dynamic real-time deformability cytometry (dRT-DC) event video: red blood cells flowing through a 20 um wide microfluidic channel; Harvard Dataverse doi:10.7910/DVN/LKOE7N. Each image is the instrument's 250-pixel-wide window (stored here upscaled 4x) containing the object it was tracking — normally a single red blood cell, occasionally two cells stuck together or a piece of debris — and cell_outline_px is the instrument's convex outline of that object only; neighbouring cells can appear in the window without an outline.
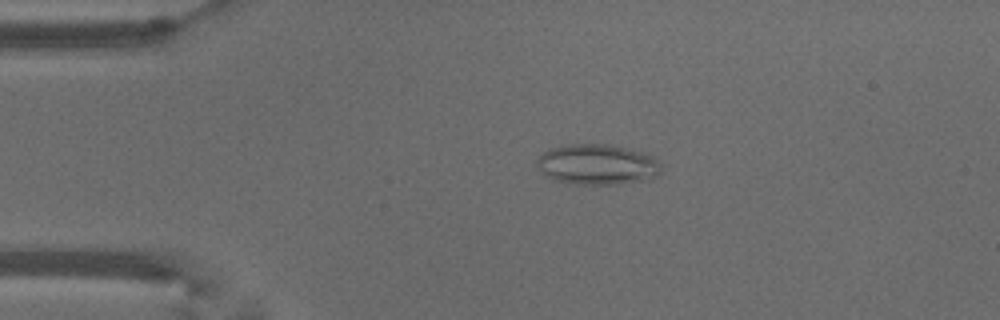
{"species": "common noctule bat (a hibernating species)", "species_latin": "Nyctalus noctula", "temperature_condition": "warm", "stored_images_in_passage": 53, "camera_frame_rate_fps": 3000, "um_per_image_px": 0.085, "animal": {"sex": "male", "body_mass_g": 18.8}, "frame": {"image": 1, "passage_image": 11, "time_ms": 3.333, "image_size_px": [1000, 320], "cell_outline_px": [[660, 172], [656, 176], [648, 180], [620, 184], [572, 184], [552, 180], [544, 176], [536, 168], [536, 160], [544, 152], [552, 148], [572, 144], [608, 144], [628, 148], [644, 152], [652, 156], [660, 164]], "centroid_in_image_um": [50.74, 13.99], "position_along_channel_um": 34.3, "area_um2": 29.65}}
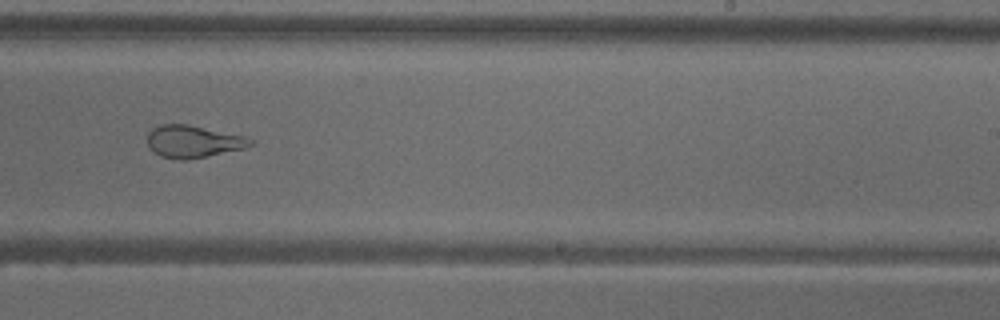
{"frame": {"image": 2, "passage_image": 33, "time_ms": 10.667, "image_size_px": [1000, 320], "cell_outline_px": [[256, 144], [244, 148], [188, 160], [176, 160], [160, 156], [152, 152], [148, 144], [148, 132], [152, 128], [160, 124], [188, 124], [248, 136]], "centroid_in_image_um": [16.43, 12.03], "position_along_channel_um": 272.6, "area_um2": 19.71}}
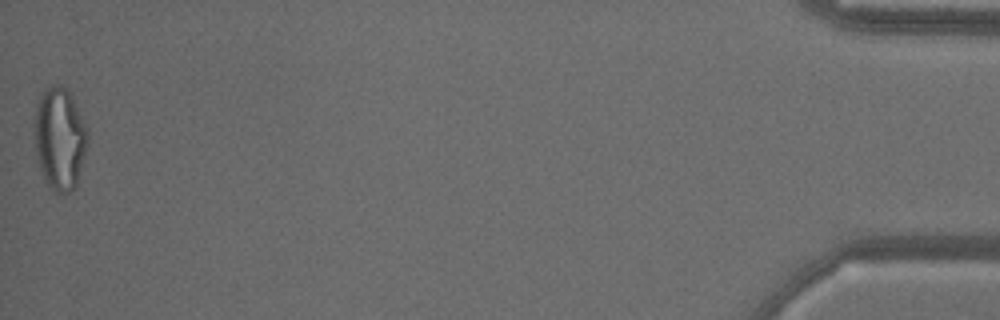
{"frame": {"image": 3, "passage_image": 53, "time_ms": 17.333, "image_size_px": [1000, 320], "cell_outline_px": [[88, 144], [76, 188], [68, 192], [52, 192], [44, 180], [36, 156], [32, 132], [32, 124], [36, 104], [40, 92], [44, 88], [52, 84], [60, 84], [68, 88], [88, 128]], "centroid_in_image_um": [5.04, 11.74], "position_along_channel_um": 430.2, "area_um2": 33.06}, "authors_computed_cell_mechanics": {"area_um2": 26.01, "velocity_mm_per_s": 3.7912, "shape_relaxation_time_tau1_ms": null, "shape_relaxation_time_tau2_ms": 1.0802, "deformation_change_tau1": null, "deformation_change_tau2": 0.0854}}